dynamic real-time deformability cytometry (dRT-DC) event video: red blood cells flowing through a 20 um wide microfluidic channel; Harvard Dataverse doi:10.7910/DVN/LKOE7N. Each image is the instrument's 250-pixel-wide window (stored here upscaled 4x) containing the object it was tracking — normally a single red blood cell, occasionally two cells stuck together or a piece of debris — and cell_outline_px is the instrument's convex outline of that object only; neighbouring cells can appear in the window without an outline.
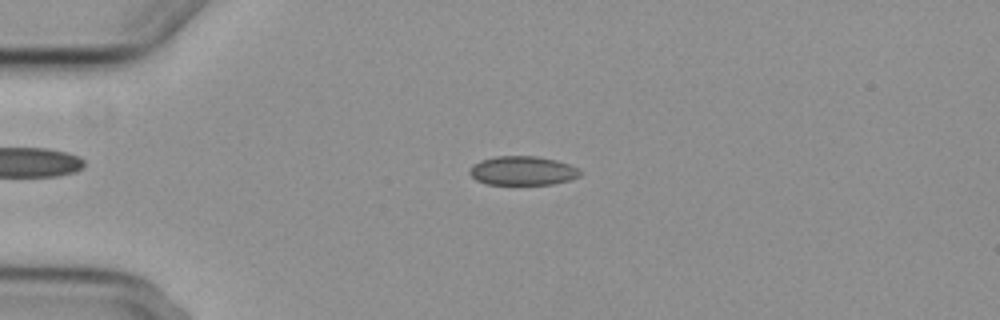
{"species": "common noctule bat (a hibernating species)", "species_latin": "Nyctalus noctula", "temperature_condition": "cold", "stored_images_in_passage": 5, "camera_frame_rate_fps": 3000, "um_per_image_px": 0.085, "animal": {"sex": "female", "body_mass_g": 29.2, "forearm_length_mm": 56.3}, "frame": {"image": 1, "passage_image": 3, "time_ms": 2.333, "image_size_px": [1000, 320], "cell_outline_px": [[584, 172], [580, 176], [572, 180], [552, 184], [484, 184], [476, 180], [468, 172], [468, 168], [472, 164], [480, 160], [496, 156], [536, 156], [556, 160], [568, 164]], "centroid_in_image_um": [44.41, 14.51], "position_along_channel_um": 40.6, "area_um2": 18.9}}
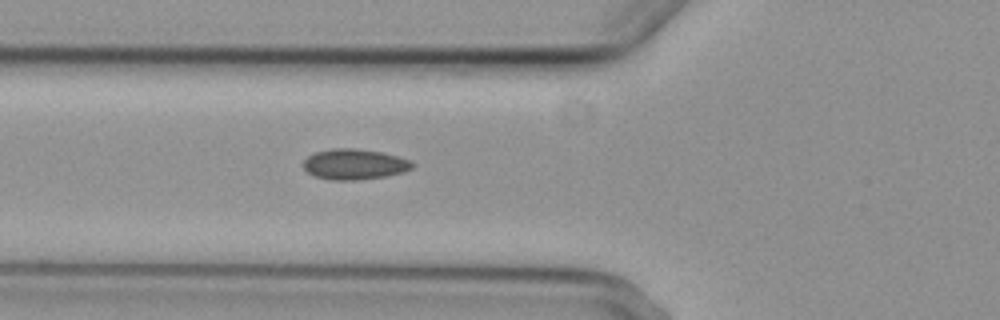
{"frame": {"image": 2, "passage_image": 5, "time_ms": 4.667, "image_size_px": [1000, 320], "cell_outline_px": [[416, 164], [412, 168], [404, 172], [388, 176], [356, 180], [332, 180], [316, 176], [308, 172], [304, 168], [304, 160], [308, 156], [316, 152], [332, 148], [356, 148], [384, 152], [412, 160]], "centroid_in_image_um": [30.19, 13.95], "position_along_channel_um": 95.6, "area_um2": 19.59}}